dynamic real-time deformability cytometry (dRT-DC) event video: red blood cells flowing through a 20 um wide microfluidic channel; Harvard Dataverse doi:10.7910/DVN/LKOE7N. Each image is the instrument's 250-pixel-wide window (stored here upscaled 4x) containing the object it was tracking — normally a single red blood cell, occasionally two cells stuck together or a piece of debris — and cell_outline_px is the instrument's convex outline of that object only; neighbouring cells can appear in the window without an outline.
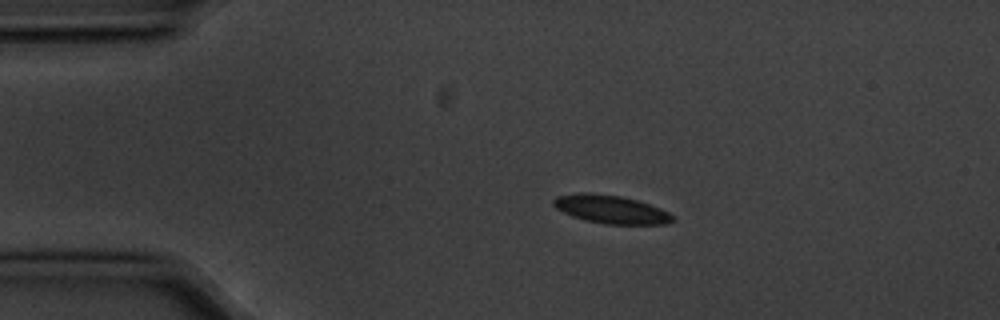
{"species": "common noctule bat (a hibernating species)", "species_latin": "Nyctalus noctula", "temperature_condition": "cold", "stored_images_in_passage": 8, "camera_frame_rate_fps": 3000, "um_per_image_px": 0.085, "animal": {"sex": "male", "body_mass_g": 20.1, "forearm_length_mm": 53.5}, "frame": {"image": 1, "passage_image": 1, "time_ms": 0.0, "image_size_px": [1000, 320], "cell_outline_px": [[672, 220], [668, 224], [604, 224], [584, 220], [572, 216], [556, 208], [552, 204], [552, 200], [556, 196], [580, 192], [588, 192], [620, 196], [636, 200], [660, 208], [668, 212], [672, 216]], "centroid_in_image_um": [51.87, 17.79], "position_along_channel_um": 33.1, "area_um2": 19.54}}
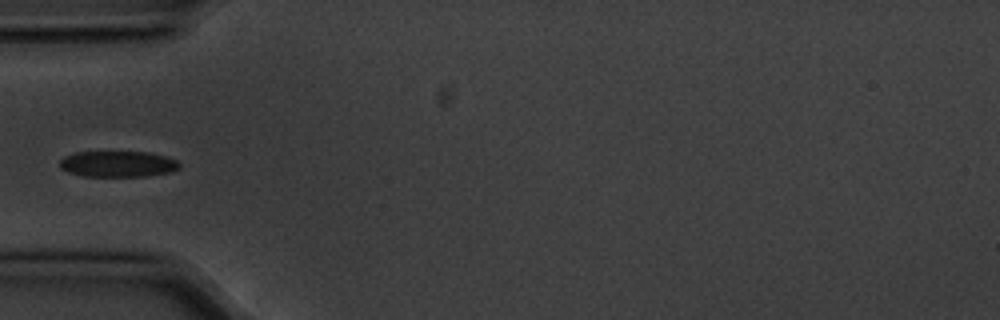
{"frame": {"image": 2, "passage_image": 3, "time_ms": 0.667, "image_size_px": [1000, 320], "cell_outline_px": [[180, 168], [172, 172], [148, 176], [84, 176], [68, 172], [60, 168], [60, 160], [64, 156], [76, 152], [152, 152], [168, 156], [176, 160], [180, 164]], "centroid_in_image_um": [10.06, 13.93], "position_along_channel_um": 74.9, "area_um2": 18.32}}